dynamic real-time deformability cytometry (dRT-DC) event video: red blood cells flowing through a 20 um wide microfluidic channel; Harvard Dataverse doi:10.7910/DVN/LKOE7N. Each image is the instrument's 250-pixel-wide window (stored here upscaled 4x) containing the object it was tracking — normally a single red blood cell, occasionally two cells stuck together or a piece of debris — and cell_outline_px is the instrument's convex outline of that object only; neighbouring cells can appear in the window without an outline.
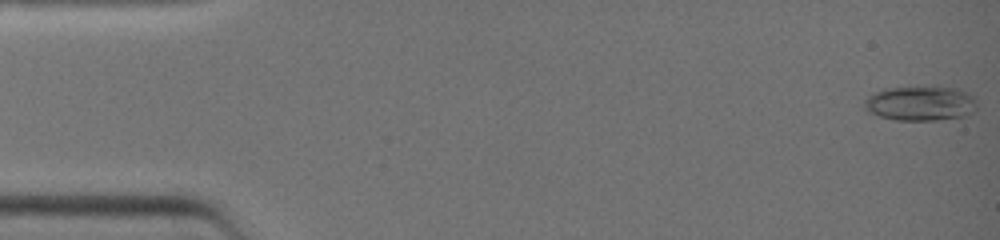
{"species": "common noctule bat (a hibernating species)", "species_latin": "Nyctalus noctula", "temperature_condition": "warm", "stored_images_in_passage": 39, "camera_frame_rate_fps": 3000, "um_per_image_px": 0.085, "animal": {"sex": "female", "body_mass_g": 19.0, "forearm_length_mm": 51.5}, "frame": {"image": 1, "passage_image": 1, "time_ms": 0.0, "image_size_px": [1000, 240], "cell_outline_px": [[976, 108], [972, 112], [964, 116], [940, 120], [896, 120], [880, 116], [868, 112], [864, 108], [864, 100], [868, 96], [884, 88], [936, 84], [956, 88], [972, 96], [976, 104]], "centroid_in_image_um": [78.22, 8.75], "position_along_channel_um": 6.8, "area_um2": 23.35}}
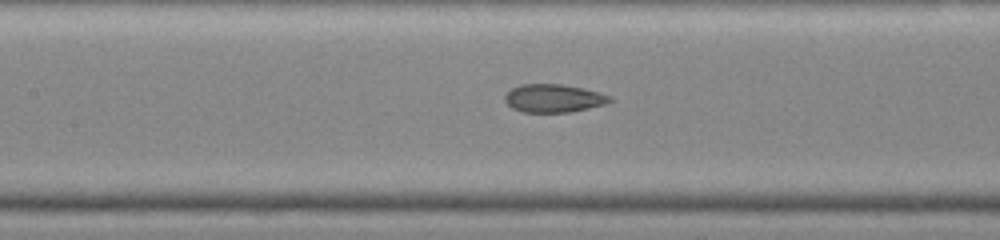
{"frame": {"image": 2, "passage_image": 19, "time_ms": 6.0, "image_size_px": [1000, 240], "cell_outline_px": [[612, 100], [608, 104], [568, 112], [524, 112], [512, 108], [504, 100], [504, 96], [512, 88], [520, 84], [560, 84], [584, 88], [600, 92], [612, 96]], "centroid_in_image_um": [47.08, 8.35], "position_along_channel_um": 160.3, "area_um2": 17.28}}
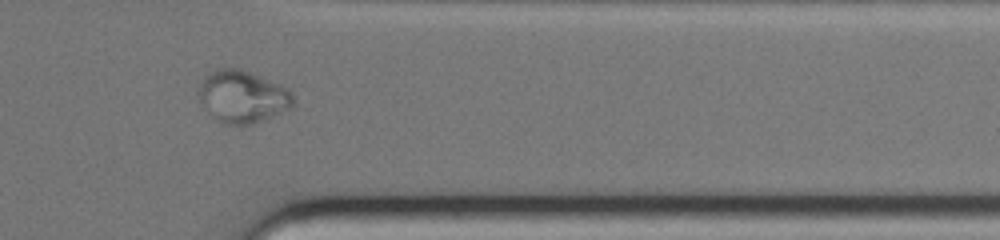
{"frame": {"image": 3, "passage_image": 33, "time_ms": 10.667, "image_size_px": [1000, 240], "cell_outline_px": [[292, 108], [252, 124], [224, 124], [200, 100], [196, 92], [204, 76], [208, 72], [216, 68], [240, 68], [280, 84], [288, 88], [292, 92]], "centroid_in_image_um": [20.62, 8.17], "position_along_channel_um": 390.8, "area_um2": 28.44}}